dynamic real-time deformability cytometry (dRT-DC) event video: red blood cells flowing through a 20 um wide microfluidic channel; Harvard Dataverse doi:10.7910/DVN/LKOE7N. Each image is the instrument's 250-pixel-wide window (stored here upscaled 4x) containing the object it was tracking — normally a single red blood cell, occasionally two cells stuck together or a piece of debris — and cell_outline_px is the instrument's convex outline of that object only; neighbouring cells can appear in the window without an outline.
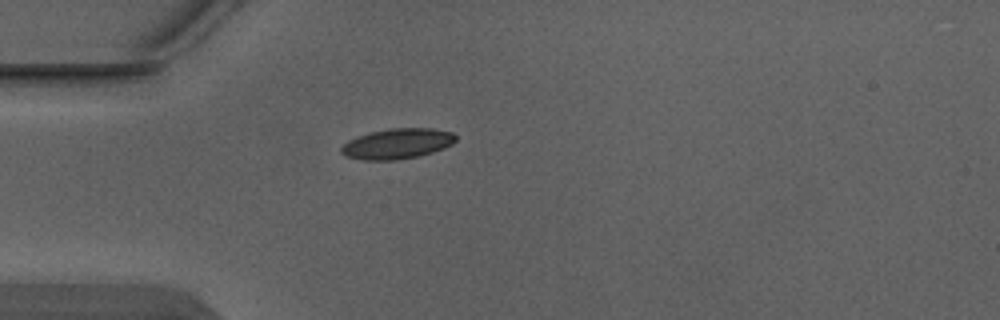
{"species": "Egyptian fruit bat (a non-hibernating species)", "species_latin": "Rousettus aegyptiacus", "temperature_condition": "warm", "stored_images_in_passage": 1, "camera_frame_rate_fps": 3000, "um_per_image_px": 0.085, "animal": {"sex": "male"}, "frame": {"image": 1, "passage_image": 1, "time_ms": 0.0, "image_size_px": [1000, 320], "cell_outline_px": [[456, 140], [452, 144], [444, 148], [420, 156], [396, 160], [364, 160], [344, 156], [340, 152], [340, 148], [348, 140], [356, 136], [388, 128], [432, 128], [452, 132], [456, 136]], "centroid_in_image_um": [33.75, 12.21], "position_along_channel_um": 51.2, "area_um2": 20.4}}